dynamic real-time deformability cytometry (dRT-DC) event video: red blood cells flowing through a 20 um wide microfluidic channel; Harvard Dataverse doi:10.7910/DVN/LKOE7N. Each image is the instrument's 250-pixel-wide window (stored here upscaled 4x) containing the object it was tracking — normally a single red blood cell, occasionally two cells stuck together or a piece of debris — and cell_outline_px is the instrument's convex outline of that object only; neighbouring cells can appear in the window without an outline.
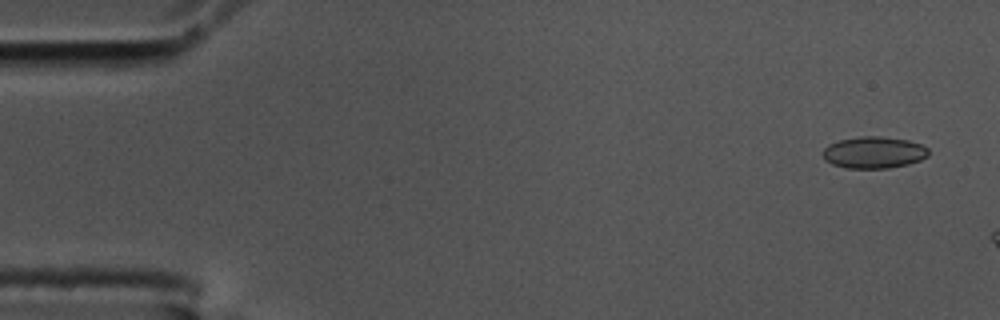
{"species": "common noctule bat (a hibernating species)", "species_latin": "Nyctalus noctula", "temperature_condition": "cold", "stored_images_in_passage": 17, "camera_frame_rate_fps": 3000, "um_per_image_px": 0.085, "animal": {"sex": "male", "body_mass_g": 17.5, "forearm_length_mm": 52.3}, "frame": {"image": 1, "passage_image": 3, "time_ms": 0.667, "image_size_px": [1000, 320], "cell_outline_px": [[928, 156], [920, 160], [908, 164], [888, 168], [848, 168], [832, 164], [824, 160], [820, 152], [828, 144], [840, 140], [860, 136], [880, 136], [908, 140], [920, 144], [928, 148]], "centroid_in_image_um": [74.24, 12.96], "position_along_channel_um": 10.8, "area_um2": 19.65}}